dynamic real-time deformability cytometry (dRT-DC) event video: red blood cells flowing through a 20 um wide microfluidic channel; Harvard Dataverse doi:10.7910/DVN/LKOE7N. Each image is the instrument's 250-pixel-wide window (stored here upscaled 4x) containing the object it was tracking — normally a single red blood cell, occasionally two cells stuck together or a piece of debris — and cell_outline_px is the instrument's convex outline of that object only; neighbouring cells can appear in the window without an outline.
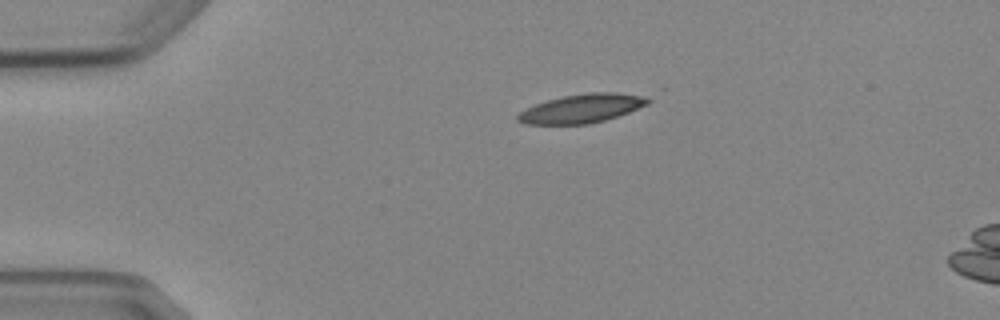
{"species": "Egyptian fruit bat (a non-hibernating species)", "species_latin": "Rousettus aegyptiacus", "temperature_condition": "cold", "stored_images_in_passage": 3, "camera_frame_rate_fps": 3000, "um_per_image_px": 0.085, "animal": {"sex": "female"}, "frame": {"image": 1, "passage_image": 1, "time_ms": 0.0, "image_size_px": [1000, 320], "cell_outline_px": [[664, 88], [648, 104], [628, 112], [604, 120], [588, 124], [524, 124], [516, 120], [516, 116], [524, 108], [548, 100], [564, 96], [588, 92], [660, 84]], "centroid_in_image_um": [50.06, 9.02], "position_along_channel_um": 34.9, "area_um2": 24.91}}